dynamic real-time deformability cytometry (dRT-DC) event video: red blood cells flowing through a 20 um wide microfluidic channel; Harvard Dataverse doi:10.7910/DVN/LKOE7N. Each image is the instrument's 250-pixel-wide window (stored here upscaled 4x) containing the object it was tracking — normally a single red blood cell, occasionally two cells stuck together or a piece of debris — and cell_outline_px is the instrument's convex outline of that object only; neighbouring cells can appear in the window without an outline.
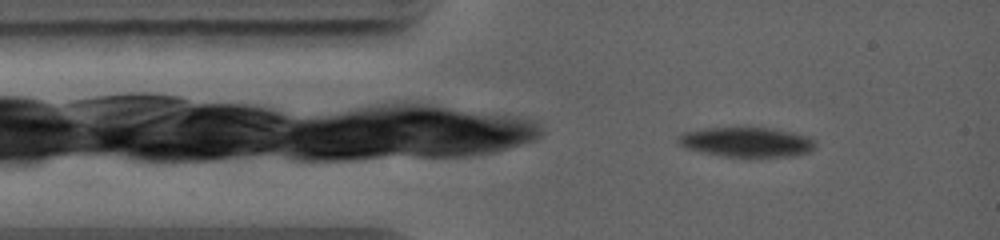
{"species": "common noctule bat (a hibernating species)", "species_latin": "Nyctalus noctula", "temperature_condition": "warm", "stored_images_in_passage": 13, "camera_frame_rate_fps": 5000, "um_per_image_px": 0.085, "animal": {"sex": "female", "body_mass_g": 19.0, "forearm_length_mm": 56.7}, "frame": {"image": 1, "passage_image": 1, "time_ms": 0.0, "image_size_px": [1000, 240], "cell_outline_px": [[816, 148], [808, 152], [796, 156], [760, 160], [720, 156], [684, 148], [676, 140], [676, 136], [680, 132], [704, 128], [736, 124], [744, 124], [772, 128], [792, 132], [808, 136], [816, 140]], "centroid_in_image_um": [63.46, 12.07], "position_along_channel_um": 21.5, "area_um2": 26.18}}
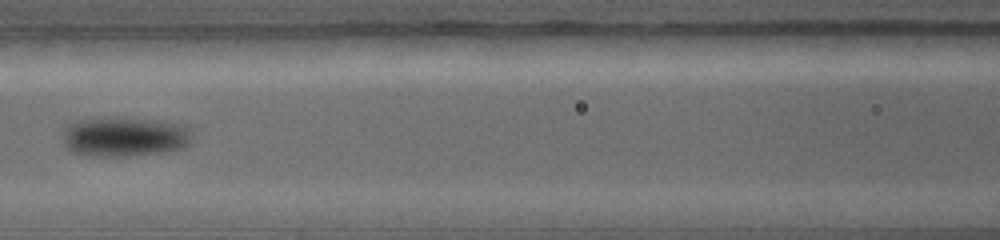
{"frame": {"image": 2, "passage_image": 5, "time_ms": 3.6, "image_size_px": [1000, 240], "cell_outline_px": [[192, 136], [188, 144], [184, 148], [164, 152], [124, 156], [92, 156], [72, 152], [64, 144], [64, 124], [80, 120], [148, 120], [188, 124], [192, 128]], "centroid_in_image_um": [10.64, 11.66], "position_along_channel_um": 156.0, "area_um2": 29.36}}
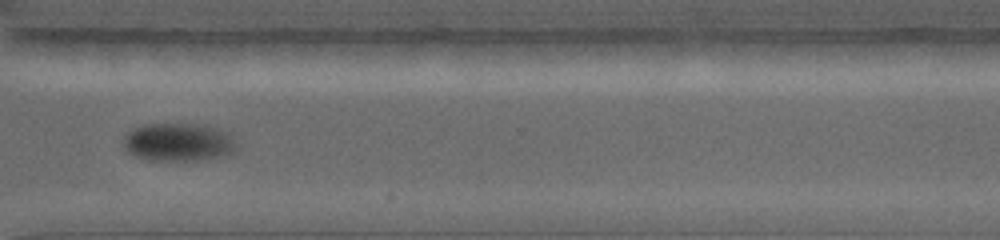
{"frame": {"image": 3, "passage_image": 10, "time_ms": 8.0, "image_size_px": [1000, 240], "cell_outline_px": [[240, 144], [228, 156], [208, 160], [156, 160], [136, 156], [128, 152], [124, 148], [120, 140], [128, 132], [144, 124], [204, 124], [220, 128], [228, 132]], "centroid_in_image_um": [15.24, 12.08], "position_along_channel_um": 355.4, "area_um2": 25.72}}